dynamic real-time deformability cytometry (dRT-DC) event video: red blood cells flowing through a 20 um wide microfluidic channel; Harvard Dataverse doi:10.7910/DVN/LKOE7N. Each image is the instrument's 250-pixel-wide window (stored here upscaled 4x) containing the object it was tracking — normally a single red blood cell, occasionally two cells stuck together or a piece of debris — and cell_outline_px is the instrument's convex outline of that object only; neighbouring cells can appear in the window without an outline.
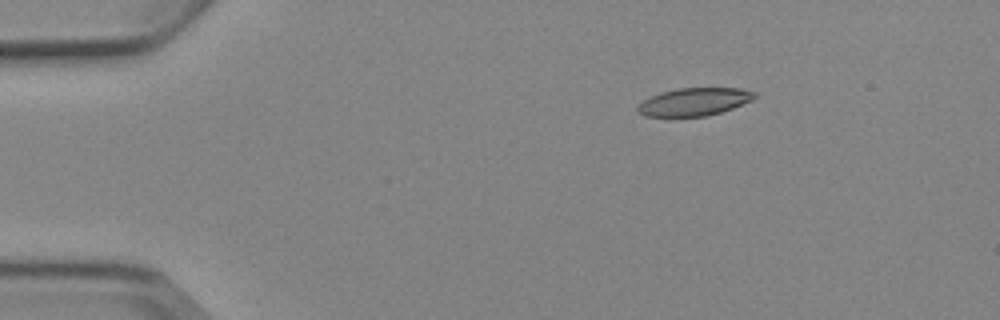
{"species": "Egyptian fruit bat (a non-hibernating species)", "species_latin": "Rousettus aegyptiacus", "temperature_condition": "cold", "stored_images_in_passage": 5, "camera_frame_rate_fps": 3000, "um_per_image_px": 0.085, "animal": {"sex": "female"}, "frame": {"image": 1, "passage_image": 3, "time_ms": 2.333, "image_size_px": [1000, 320], "cell_outline_px": [[756, 96], [752, 100], [732, 108], [708, 116], [644, 116], [636, 112], [636, 108], [644, 100], [660, 92], [676, 88], [740, 88], [756, 92]], "centroid_in_image_um": [59.0, 8.65], "position_along_channel_um": 26.0, "area_um2": 18.9}}